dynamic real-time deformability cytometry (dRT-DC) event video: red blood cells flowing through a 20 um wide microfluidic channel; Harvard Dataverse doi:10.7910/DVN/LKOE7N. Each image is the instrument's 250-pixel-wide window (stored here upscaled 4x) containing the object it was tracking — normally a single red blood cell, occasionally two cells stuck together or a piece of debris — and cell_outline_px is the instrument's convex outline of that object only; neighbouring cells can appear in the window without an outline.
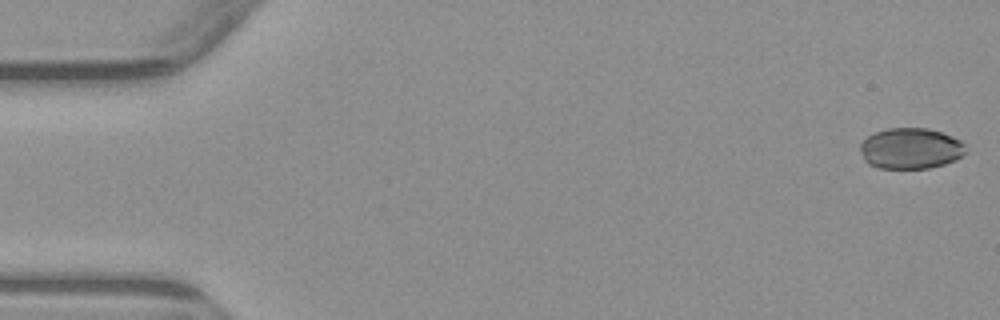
{"species": "common noctule bat (a hibernating species)", "species_latin": "Nyctalus noctula", "temperature_condition": "warm", "stored_images_in_passage": 4, "camera_frame_rate_fps": 3000, "um_per_image_px": 0.085, "animal": {"sex": "male", "body_mass_g": 23.1, "forearm_length_mm": 52.7}, "frame": {"image": 1, "passage_image": 1, "time_ms": 0.0, "image_size_px": [1000, 320], "cell_outline_px": [[968, 152], [944, 164], [928, 168], [880, 168], [868, 164], [864, 160], [860, 148], [860, 144], [868, 136], [876, 132], [888, 128], [928, 128], [952, 136], [960, 140], [964, 144]], "centroid_in_image_um": [77.4, 12.61], "position_along_channel_um": 7.6, "area_um2": 25.03}}